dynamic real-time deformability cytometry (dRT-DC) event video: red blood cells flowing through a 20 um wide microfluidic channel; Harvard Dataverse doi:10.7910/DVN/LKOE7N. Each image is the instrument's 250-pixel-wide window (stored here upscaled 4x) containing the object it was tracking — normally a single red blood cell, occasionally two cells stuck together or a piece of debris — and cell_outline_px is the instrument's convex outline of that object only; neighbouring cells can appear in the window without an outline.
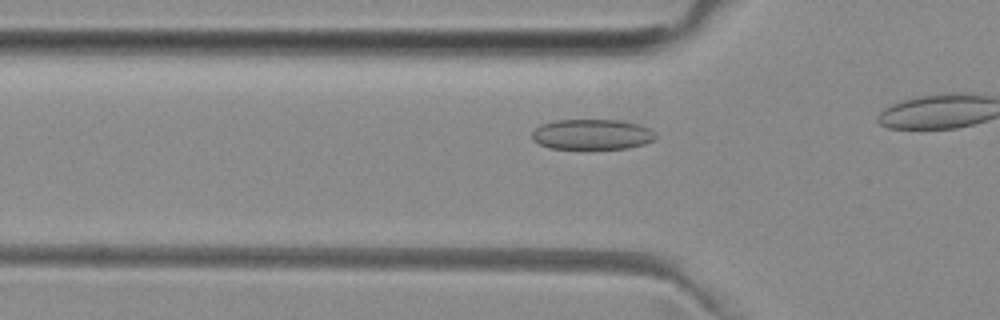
{"species": "common noctule bat (a hibernating species)", "species_latin": "Nyctalus noctula", "temperature_condition": "room temperature", "stored_images_in_passage": 18, "camera_frame_rate_fps": 3000, "um_per_image_px": 0.085, "animal": {"sex": "female", "body_mass_g": 29.2, "forearm_length_mm": 56.3}, "frame": {"image": 1, "passage_image": 13, "time_ms": 4.0, "image_size_px": [1000, 320], "cell_outline_px": [[656, 140], [644, 144], [628, 148], [548, 148], [532, 140], [532, 132], [540, 124], [552, 120], [620, 120], [636, 124], [648, 128], [656, 136]], "centroid_in_image_um": [50.29, 11.42], "position_along_channel_um": 75.5, "area_um2": 21.79}}
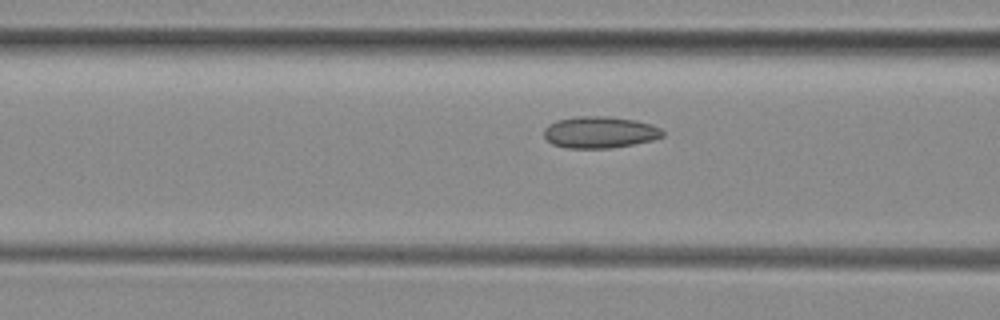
{"frame": {"image": 2, "passage_image": 16, "time_ms": 5.0, "image_size_px": [1000, 320], "cell_outline_px": [[664, 136], [652, 140], [612, 148], [568, 148], [552, 144], [544, 136], [544, 128], [548, 124], [556, 120], [576, 116], [608, 116], [636, 120], [652, 124], [660, 128], [664, 132]], "centroid_in_image_um": [50.98, 11.23], "position_along_channel_um": 115.6, "area_um2": 22.02}}